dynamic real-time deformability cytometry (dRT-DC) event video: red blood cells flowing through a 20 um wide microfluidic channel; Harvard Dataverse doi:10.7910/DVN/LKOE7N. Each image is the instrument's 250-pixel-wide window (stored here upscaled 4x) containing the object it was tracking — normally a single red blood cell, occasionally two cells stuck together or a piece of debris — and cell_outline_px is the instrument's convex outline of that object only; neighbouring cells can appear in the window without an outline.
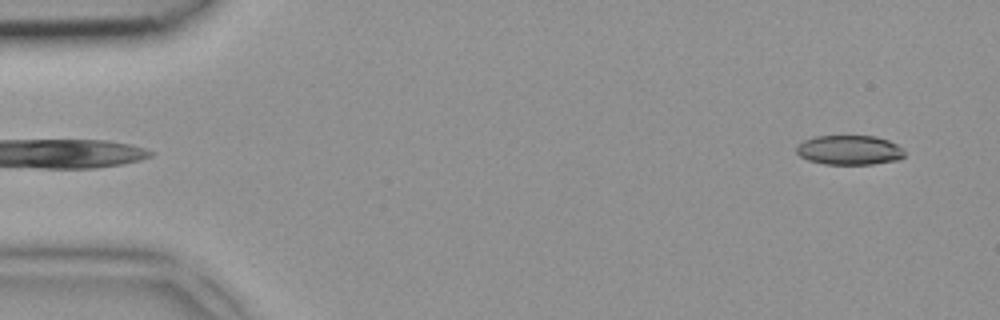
{"species": "common noctule bat (a hibernating species)", "species_latin": "Nyctalus noctula", "temperature_condition": "room temperature", "stored_images_in_passage": 3, "segment_of_instrument_passage": [2, 2], "camera_frame_rate_fps": 3000, "um_per_image_px": 0.085, "animal": {"sex": "female", "body_mass_g": 18.4}, "frame": {"image": 1, "passage_image": 3, "time_ms": 0.667, "image_size_px": [1000, 320], "cell_outline_px": [[904, 156], [896, 160], [872, 164], [824, 164], [808, 160], [800, 156], [796, 152], [796, 148], [804, 140], [816, 136], [876, 136], [888, 140], [896, 144], [904, 152]], "centroid_in_image_um": [72.18, 12.75], "position_along_channel_um": 12.8, "area_um2": 18.44}}